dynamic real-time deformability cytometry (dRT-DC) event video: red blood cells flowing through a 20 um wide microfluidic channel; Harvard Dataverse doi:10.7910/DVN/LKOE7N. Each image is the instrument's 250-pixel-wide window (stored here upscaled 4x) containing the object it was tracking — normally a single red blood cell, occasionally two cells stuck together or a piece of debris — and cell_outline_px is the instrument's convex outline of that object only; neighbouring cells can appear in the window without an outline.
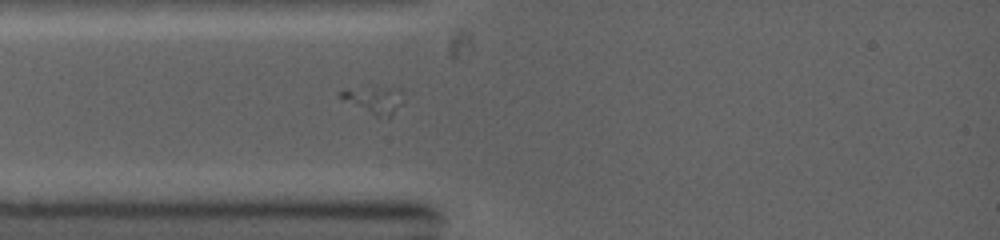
{"species": "common noctule bat (a hibernating species)", "species_latin": "Nyctalus noctula", "temperature_condition": "warm", "stored_images_in_passage": 12, "camera_frame_rate_fps": 5000, "um_per_image_px": 0.085, "animal": {"sex": "female", "body_mass_g": 19.0, "forearm_length_mm": 53.3}, "frame": {"image": 1, "passage_image": 4, "time_ms": 1.2, "image_size_px": [1000, 240], "cell_outline_px": [[404, 104], [392, 116], [376, 116], [344, 100], [336, 92], [348, 88], [376, 84], [400, 88], [404, 100]], "centroid_in_image_um": [31.86, 8.4], "position_along_channel_um": 53.1, "area_um2": 10.64}}
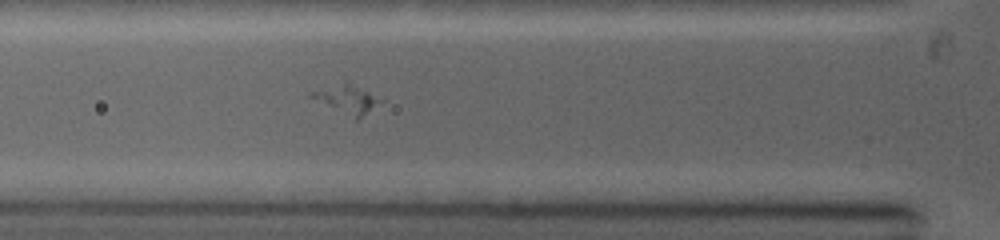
{"frame": {"image": 2, "passage_image": 7, "time_ms": 2.2, "image_size_px": [1000, 240], "cell_outline_px": [[384, 100], [356, 120], [308, 96], [308, 92], [344, 80]], "centroid_in_image_um": [29.43, 8.4], "position_along_channel_um": 96.4, "area_um2": 11.33}}
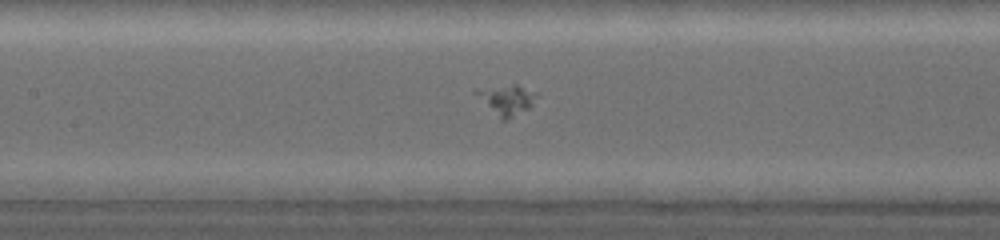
{"frame": {"image": 3, "passage_image": 11, "time_ms": 3.8, "image_size_px": [1000, 240], "cell_outline_px": [[540, 92], [532, 104], [528, 108], [504, 120], [500, 120], [472, 92], [512, 84], [516, 84]], "centroid_in_image_um": [43.12, 8.47], "position_along_channel_um": 164.3, "area_um2": 10.29}}